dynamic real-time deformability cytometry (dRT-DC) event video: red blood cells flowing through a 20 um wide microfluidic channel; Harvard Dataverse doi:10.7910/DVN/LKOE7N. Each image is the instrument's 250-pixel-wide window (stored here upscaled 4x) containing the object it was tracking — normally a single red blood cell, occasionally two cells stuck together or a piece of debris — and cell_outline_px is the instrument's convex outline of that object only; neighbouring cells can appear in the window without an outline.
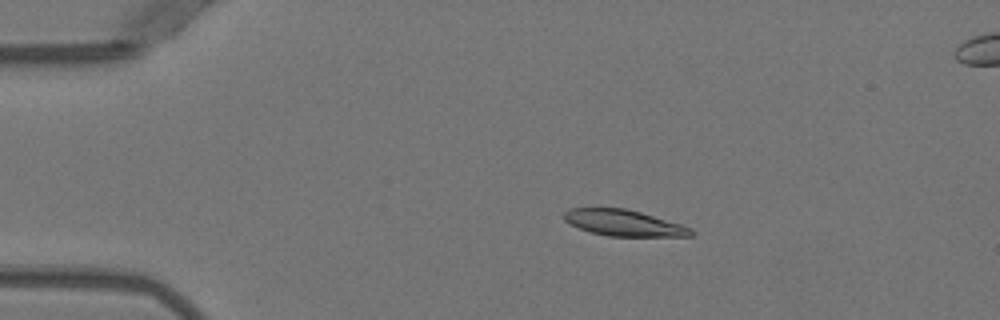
{"species": "Egyptian fruit bat (a non-hibernating species)", "species_latin": "Rousettus aegyptiacus", "temperature_condition": "warm", "stored_images_in_passage": 29, "camera_frame_rate_fps": 3000, "um_per_image_px": 0.085, "animal": {"sex": "female"}, "frame": {"image": 1, "passage_image": 10, "time_ms": 3.0, "image_size_px": [1000, 320], "cell_outline_px": [[696, 232], [692, 236], [608, 236], [592, 232], [580, 228], [564, 220], [564, 212], [568, 208], [624, 208], [640, 212], [680, 224], [692, 228]], "centroid_in_image_um": [53.04, 18.95], "position_along_channel_um": 32.0, "area_um2": 19.13}}
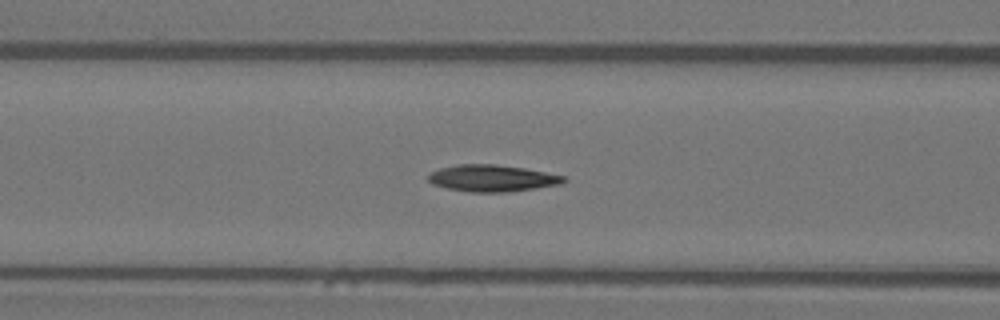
{"frame": {"image": 2, "passage_image": 21, "time_ms": 6.667, "image_size_px": [1000, 320], "cell_outline_px": [[568, 180], [560, 184], [536, 188], [508, 192], [468, 192], [448, 188], [432, 184], [428, 180], [428, 176], [432, 172], [440, 168], [456, 164], [496, 164], [524, 168], [564, 176]], "centroid_in_image_um": [41.82, 15.15], "position_along_channel_um": 124.8, "area_um2": 21.04}}
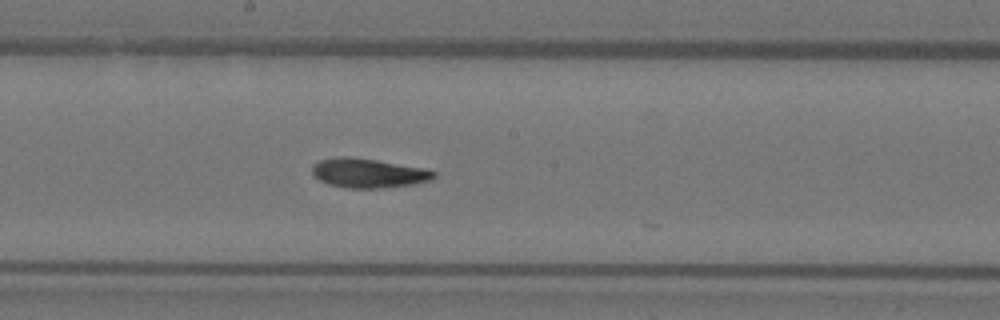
{"frame": {"image": 3, "passage_image": 28, "time_ms": 9.0, "image_size_px": [1000, 320], "cell_outline_px": [[436, 176], [432, 180], [412, 184], [380, 188], [344, 188], [328, 184], [312, 176], [312, 164], [320, 160], [336, 156], [344, 156], [376, 160], [428, 168], [436, 172]], "centroid_in_image_um": [31.3, 14.71], "position_along_channel_um": 216.9, "area_um2": 21.04}}